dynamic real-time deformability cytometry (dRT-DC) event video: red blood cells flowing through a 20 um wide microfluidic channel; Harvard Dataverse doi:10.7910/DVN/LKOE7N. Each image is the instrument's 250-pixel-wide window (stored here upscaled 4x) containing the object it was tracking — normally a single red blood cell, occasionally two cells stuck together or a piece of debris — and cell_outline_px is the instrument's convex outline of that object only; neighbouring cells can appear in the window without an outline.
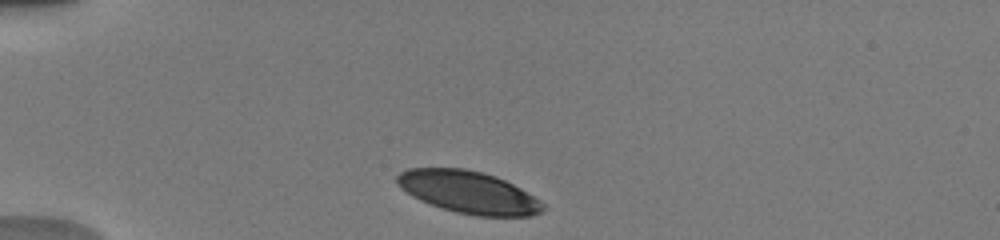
{"species": "human", "species_latin": "Homo sapiens", "temperature_condition": "warm", "stored_images_in_passage": 24, "camera_frame_rate_fps": 3000, "um_per_image_px": 0.085, "donor": {"sex": "male"}, "frame": {"image": 1, "passage_image": 1, "time_ms": 0.0, "image_size_px": [1000, 240], "cell_outline_px": [[544, 208], [540, 212], [528, 216], [476, 216], [456, 212], [420, 200], [412, 196], [396, 180], [396, 176], [400, 172], [408, 168], [464, 168], [496, 176], [520, 188], [540, 200], [544, 204]], "centroid_in_image_um": [39.84, 16.33], "position_along_channel_um": 45.2, "area_um2": 35.43}}
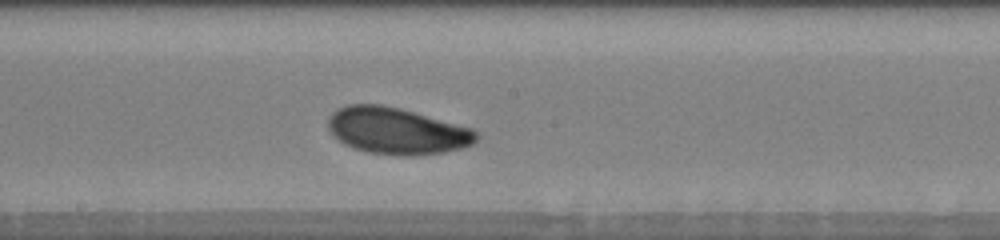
{"frame": {"image": 2, "passage_image": 11, "time_ms": 5.333, "image_size_px": [1000, 240], "cell_outline_px": [[480, 136], [472, 144], [460, 148], [444, 152], [408, 156], [400, 156], [368, 152], [344, 144], [332, 136], [328, 128], [328, 120], [332, 112], [348, 104], [384, 104], [400, 108], [472, 128]], "centroid_in_image_um": [33.71, 11.12], "position_along_channel_um": 214.5, "area_um2": 40.23}}
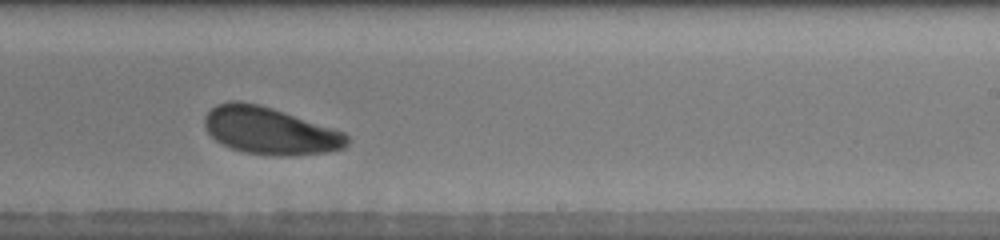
{"frame": {"image": 3, "passage_image": 14, "time_ms": 6.667, "image_size_px": [1000, 240], "cell_outline_px": [[348, 144], [344, 148], [328, 152], [292, 156], [280, 156], [244, 152], [232, 148], [216, 140], [208, 132], [204, 124], [204, 116], [216, 104], [228, 100], [240, 100], [260, 104], [344, 132], [348, 136]], "centroid_in_image_um": [22.93, 11.1], "position_along_channel_um": 266.1, "area_um2": 39.13}, "authors_computed_cell_mechanics": {"area_um2": 38.9861, "velocity_mm_per_s": 3.8762, "shape_relaxation_time_tau1_ms": 1.8167, "shape_relaxation_time_tau2_ms": null, "deformation_change_tau1": 0.1048, "deformation_change_tau2": null}}